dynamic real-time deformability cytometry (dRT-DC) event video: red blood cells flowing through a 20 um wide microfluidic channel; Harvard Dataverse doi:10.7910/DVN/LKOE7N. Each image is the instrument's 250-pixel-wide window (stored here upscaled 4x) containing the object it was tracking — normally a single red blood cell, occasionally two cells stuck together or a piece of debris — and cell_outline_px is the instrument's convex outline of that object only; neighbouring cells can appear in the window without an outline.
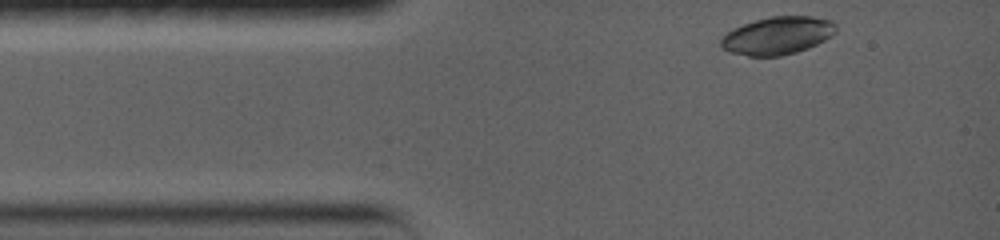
{"species": "common noctule bat (a hibernating species)", "species_latin": "Nyctalus noctula", "temperature_condition": "warm", "stored_images_in_passage": 25, "camera_frame_rate_fps": 5000, "um_per_image_px": 0.085, "animal": {"sex": "female", "body_mass_g": 19.0, "forearm_length_mm": 56.7}, "frame": {"image": 1, "passage_image": 1, "time_ms": 0.0, "image_size_px": [1000, 240], "cell_outline_px": [[836, 32], [832, 36], [808, 48], [796, 52], [780, 56], [748, 56], [732, 52], [720, 48], [720, 40], [732, 28], [756, 20], [772, 16], [812, 16], [832, 20], [836, 24]], "centroid_in_image_um": [66.1, 3.02], "position_along_channel_um": 18.9, "area_um2": 25.32}}
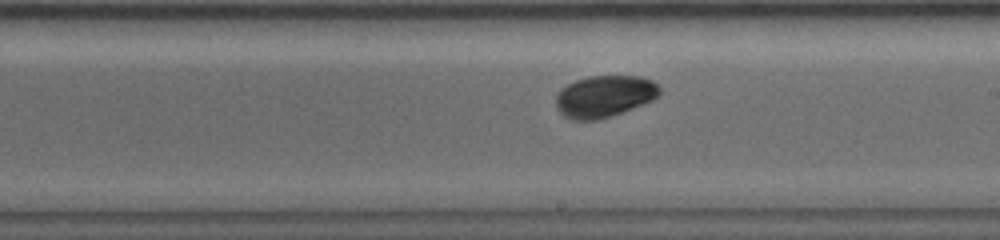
{"frame": {"image": 2, "passage_image": 15, "time_ms": 7.0, "image_size_px": [1000, 240], "cell_outline_px": [[660, 92], [652, 100], [632, 108], [596, 120], [576, 120], [564, 116], [560, 112], [556, 104], [556, 96], [560, 88], [576, 80], [588, 76], [640, 76], [652, 80], [660, 88]], "centroid_in_image_um": [51.35, 8.17], "position_along_channel_um": 237.7, "area_um2": 24.91}}
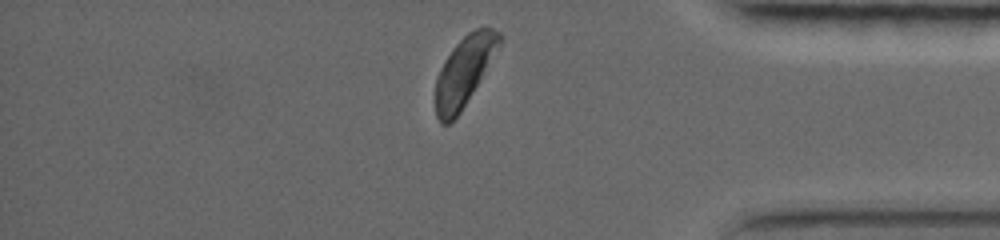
{"frame": {"image": 3, "passage_image": 25, "time_ms": 11.8, "image_size_px": [1000, 240], "cell_outline_px": [[500, 44], [460, 112], [448, 124], [444, 124], [436, 116], [436, 80], [440, 68], [444, 60], [452, 48], [468, 32], [476, 28], [492, 28], [500, 32]], "centroid_in_image_um": [39.42, 6.03], "position_along_channel_um": 395.8, "area_um2": 24.85}, "authors_computed_cell_mechanics": {"area_um2": 25.6054, "velocity_mm_per_s": 3.6915, "shape_relaxation_time_tau1_ms": 6.3307, "shape_relaxation_time_tau2_ms": null, "deformation_change_tau1": 0.2841, "deformation_change_tau2": null}}